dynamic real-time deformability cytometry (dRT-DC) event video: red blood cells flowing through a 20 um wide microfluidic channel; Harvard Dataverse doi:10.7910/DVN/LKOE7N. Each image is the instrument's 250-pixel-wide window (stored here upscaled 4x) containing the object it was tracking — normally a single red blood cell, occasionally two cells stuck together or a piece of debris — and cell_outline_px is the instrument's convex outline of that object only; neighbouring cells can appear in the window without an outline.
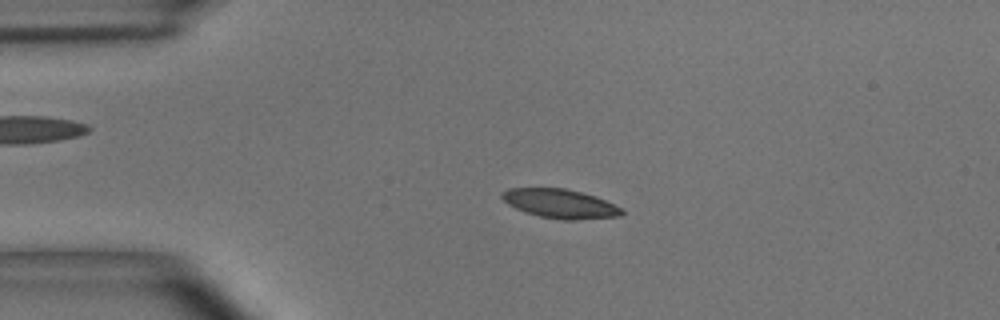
{"species": "common noctule bat (a hibernating species)", "species_latin": "Nyctalus noctula", "temperature_condition": "room temperature", "stored_images_in_passage": 56, "camera_frame_rate_fps": 3000, "um_per_image_px": 0.085, "animal": {"sex": "male", "body_mass_g": 15.6}, "frame": {"image": 1, "passage_image": 13, "time_ms": 4.0, "image_size_px": [1000, 320], "cell_outline_px": [[624, 212], [620, 216], [576, 220], [564, 220], [540, 216], [524, 212], [508, 204], [500, 196], [500, 192], [508, 188], [564, 188], [596, 196], [620, 208]], "centroid_in_image_um": [47.57, 17.31], "position_along_channel_um": 37.4, "area_um2": 20.17}}
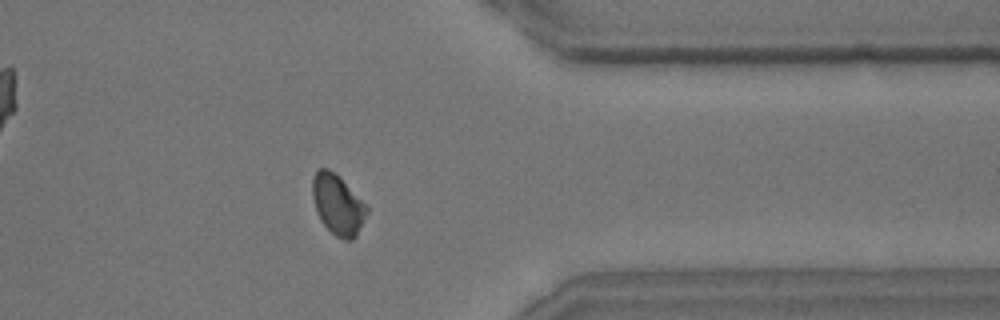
{"frame": {"image": 2, "passage_image": 45, "time_ms": 14.667, "image_size_px": [1000, 320], "cell_outline_px": [[368, 212], [356, 236], [352, 240], [344, 240], [336, 236], [320, 220], [312, 196], [312, 180], [316, 172], [320, 168], [328, 168], [340, 176], [368, 204]], "centroid_in_image_um": [28.74, 17.37], "position_along_channel_um": 382.7, "area_um2": 19.25}}
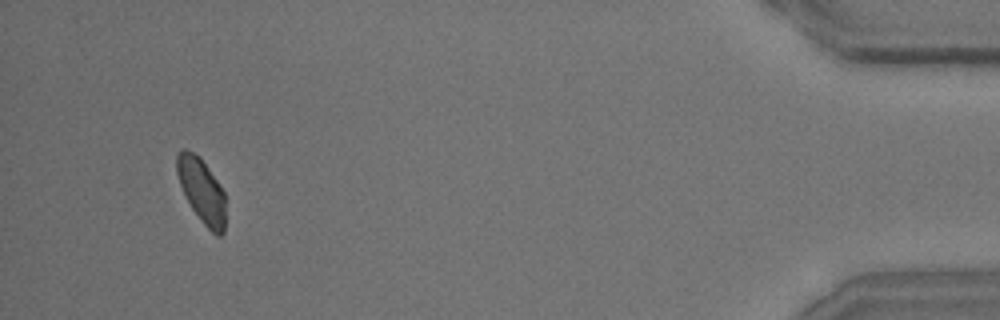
{"frame": {"image": 3, "passage_image": 53, "time_ms": 17.333, "image_size_px": [1000, 320], "cell_outline_px": [[224, 232], [220, 236], [216, 236], [200, 220], [192, 208], [180, 184], [176, 172], [176, 156], [180, 148], [184, 148], [200, 156], [220, 184], [224, 192]], "centroid_in_image_um": [17.13, 16.16], "position_along_channel_um": 418.1, "area_um2": 18.21}, "authors_computed_cell_mechanics": {"area_um2": 19.9988, "velocity_mm_per_s": 3.6278, "shape_relaxation_time_tau1_ms": 3.3407, "shape_relaxation_time_tau2_ms": 2.3373, "deformation_change_tau1": 0.1534, "deformation_change_tau2": 0.0666}}